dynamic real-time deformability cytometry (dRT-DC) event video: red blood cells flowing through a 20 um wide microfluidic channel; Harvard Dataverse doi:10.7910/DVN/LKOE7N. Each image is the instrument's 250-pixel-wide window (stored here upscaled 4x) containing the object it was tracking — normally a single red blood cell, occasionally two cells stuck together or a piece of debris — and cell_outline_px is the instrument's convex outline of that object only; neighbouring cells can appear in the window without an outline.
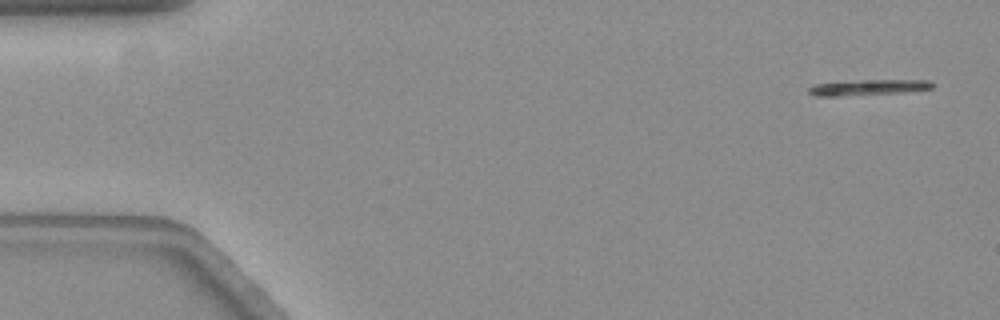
{"species": "common noctule bat (a hibernating species)", "species_latin": "Nyctalus noctula", "temperature_condition": "warm", "stored_images_in_passage": 20, "camera_frame_rate_fps": 3000, "um_per_image_px": 0.085, "animal": {"sex": "female", "body_mass_g": 19.3, "forearm_length_mm": 54.1}, "frame": {"image": 1, "passage_image": 3, "time_ms": 0.667, "image_size_px": [1000, 320], "cell_outline_px": [[936, 84], [932, 88], [912, 92], [836, 96], [816, 96], [808, 92], [808, 88], [816, 84], [860, 80], [928, 80]], "centroid_in_image_um": [73.89, 7.43], "position_along_channel_um": 11.1, "area_um2": 11.33}}
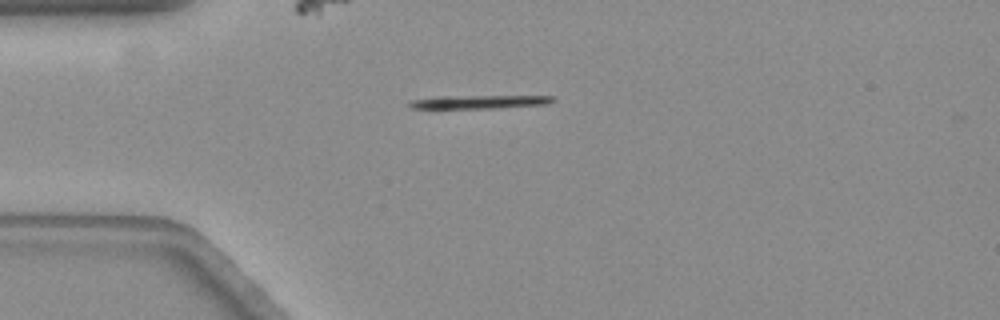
{"frame": {"image": 2, "passage_image": 15, "time_ms": 4.667, "image_size_px": [1000, 320], "cell_outline_px": [[556, 100], [548, 104], [496, 108], [408, 108], [408, 100], [436, 96], [556, 96]], "centroid_in_image_um": [40.71, 8.65], "position_along_channel_um": 44.3, "area_um2": 11.33}}
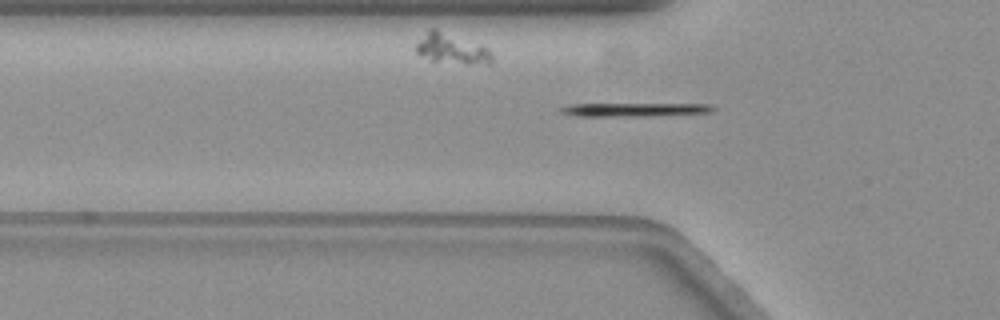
{"frame": {"image": 3, "passage_image": 19, "time_ms": 6.0, "image_size_px": [1000, 320], "cell_outline_px": [[492, 64], [468, 64], [432, 60], [420, 56], [416, 52], [416, 44], [428, 28], [436, 28], [484, 44], [488, 48], [492, 56]], "centroid_in_image_um": [38.43, 4.11], "position_along_channel_um": 87.4, "area_um2": 13.76}}